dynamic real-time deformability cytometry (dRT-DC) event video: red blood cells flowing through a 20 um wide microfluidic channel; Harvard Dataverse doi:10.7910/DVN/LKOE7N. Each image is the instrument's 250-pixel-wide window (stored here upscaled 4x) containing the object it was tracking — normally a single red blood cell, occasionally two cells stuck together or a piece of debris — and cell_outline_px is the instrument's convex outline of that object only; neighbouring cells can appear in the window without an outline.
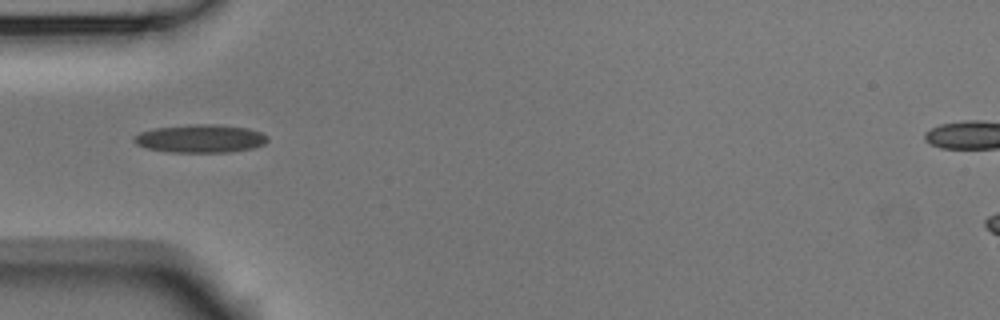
{"species": "Egyptian fruit bat (a non-hibernating species)", "species_latin": "Rousettus aegyptiacus", "temperature_condition": "room temperature", "stored_images_in_passage": 1, "camera_frame_rate_fps": 3000, "um_per_image_px": 0.085, "animal": {"sex": "male"}, "frame": {"image": 1, "passage_image": 1, "time_ms": 0.0, "image_size_px": [1000, 320], "cell_outline_px": [[268, 140], [264, 144], [252, 148], [228, 152], [168, 152], [144, 148], [136, 144], [132, 140], [132, 136], [140, 132], [156, 128], [196, 124], [216, 124], [248, 128], [260, 132], [268, 136]], "centroid_in_image_um": [17.0, 11.78], "position_along_channel_um": 68.0, "area_um2": 21.96}}